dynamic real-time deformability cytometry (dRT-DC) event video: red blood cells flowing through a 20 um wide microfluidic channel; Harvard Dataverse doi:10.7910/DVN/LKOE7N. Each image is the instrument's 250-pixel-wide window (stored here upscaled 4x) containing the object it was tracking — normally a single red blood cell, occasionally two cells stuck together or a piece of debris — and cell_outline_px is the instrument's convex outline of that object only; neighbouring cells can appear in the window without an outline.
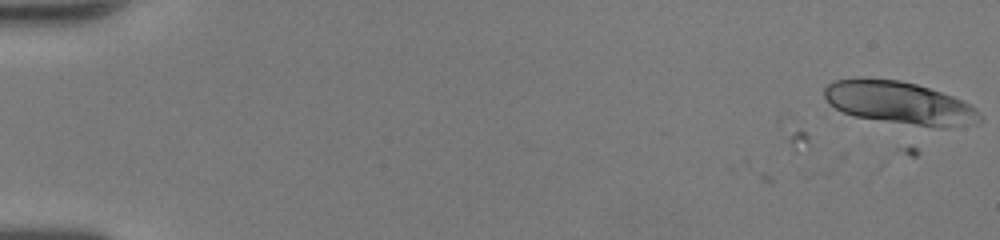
{"species": "human", "species_latin": "Homo sapiens", "temperature_condition": "room temperature", "stored_images_in_passage": 3, "camera_frame_rate_fps": 3000, "um_per_image_px": 0.085, "donor": {"sex": "female"}, "frame": {"image": 1, "passage_image": 1, "time_ms": 0.0, "image_size_px": [1000, 240], "cell_outline_px": [[984, 120], [976, 124], [948, 128], [936, 128], [856, 116], [844, 112], [836, 108], [824, 96], [824, 88], [832, 80], [900, 80], [916, 84], [952, 96], [976, 108]], "centroid_in_image_um": [76.55, 8.78], "position_along_channel_um": 8.5, "area_um2": 37.92}}